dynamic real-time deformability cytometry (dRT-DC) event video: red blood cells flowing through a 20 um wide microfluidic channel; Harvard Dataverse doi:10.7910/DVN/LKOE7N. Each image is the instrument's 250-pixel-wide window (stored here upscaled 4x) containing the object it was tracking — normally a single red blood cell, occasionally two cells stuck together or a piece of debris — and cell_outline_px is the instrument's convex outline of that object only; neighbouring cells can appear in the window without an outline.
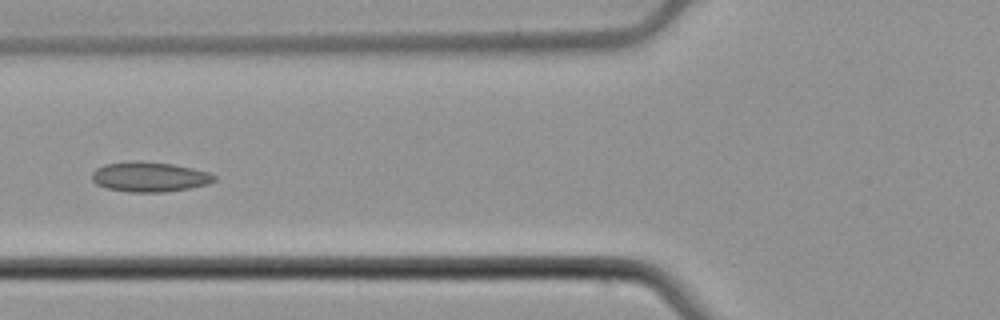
{"species": "common noctule bat (a hibernating species)", "species_latin": "Nyctalus noctula", "temperature_condition": "cold", "stored_images_in_passage": 2, "camera_frame_rate_fps": 3000, "um_per_image_px": 0.085, "animal": {"sex": "male", "body_mass_g": 21.5, "forearm_length_mm": 52.0}, "frame": {"image": 1, "passage_image": 2, "time_ms": 0.333, "image_size_px": [1000, 320], "cell_outline_px": [[216, 180], [208, 184], [188, 188], [164, 192], [128, 192], [108, 188], [96, 184], [92, 180], [92, 172], [96, 168], [104, 164], [132, 160], [140, 160], [172, 164], [192, 168], [208, 172], [216, 176]], "centroid_in_image_um": [12.68, 15.02], "position_along_channel_um": 113.1, "area_um2": 21.44}}